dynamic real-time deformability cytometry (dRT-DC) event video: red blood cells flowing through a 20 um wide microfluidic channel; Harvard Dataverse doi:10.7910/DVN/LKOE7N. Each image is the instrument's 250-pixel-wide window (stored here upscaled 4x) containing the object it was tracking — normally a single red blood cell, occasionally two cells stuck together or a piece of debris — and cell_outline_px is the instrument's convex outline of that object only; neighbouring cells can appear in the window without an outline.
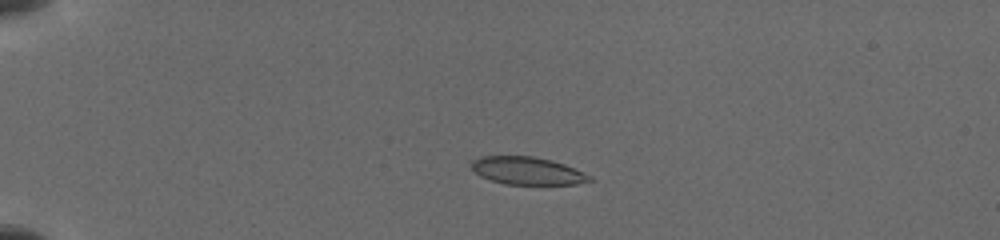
{"species": "common noctule bat (a hibernating species)", "species_latin": "Nyctalus noctula", "temperature_condition": "cold", "stored_images_in_passage": 11, "camera_frame_rate_fps": 3000, "um_per_image_px": 0.085, "animal": {"sex": "female", "body_mass_g": 19.5, "forearm_length_mm": 54.1}, "frame": {"image": 1, "passage_image": 8, "time_ms": 3.667, "image_size_px": [1000, 240], "cell_outline_px": [[596, 180], [576, 184], [504, 184], [480, 176], [472, 168], [472, 160], [480, 156], [532, 156], [552, 160], [564, 164], [592, 176]], "centroid_in_image_um": [44.85, 14.51], "position_along_channel_um": 40.2, "area_um2": 19.02}}
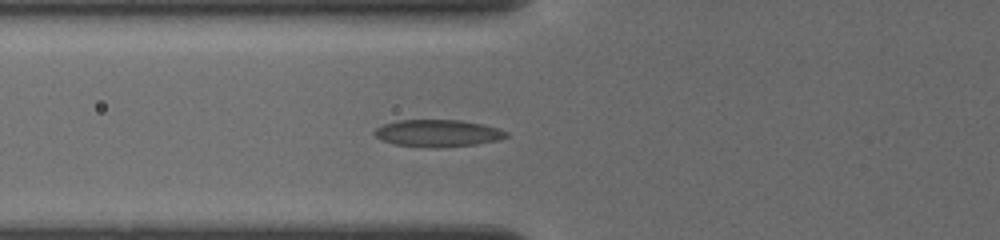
{"frame": {"image": 2, "passage_image": 11, "time_ms": 6.333, "image_size_px": [1000, 240], "cell_outline_px": [[508, 136], [500, 140], [476, 144], [436, 148], [428, 148], [392, 144], [376, 136], [372, 132], [376, 128], [384, 124], [396, 120], [460, 120], [480, 124], [496, 128], [508, 132]], "centroid_in_image_um": [37.19, 11.33], "position_along_channel_um": 88.6, "area_um2": 20.81}}